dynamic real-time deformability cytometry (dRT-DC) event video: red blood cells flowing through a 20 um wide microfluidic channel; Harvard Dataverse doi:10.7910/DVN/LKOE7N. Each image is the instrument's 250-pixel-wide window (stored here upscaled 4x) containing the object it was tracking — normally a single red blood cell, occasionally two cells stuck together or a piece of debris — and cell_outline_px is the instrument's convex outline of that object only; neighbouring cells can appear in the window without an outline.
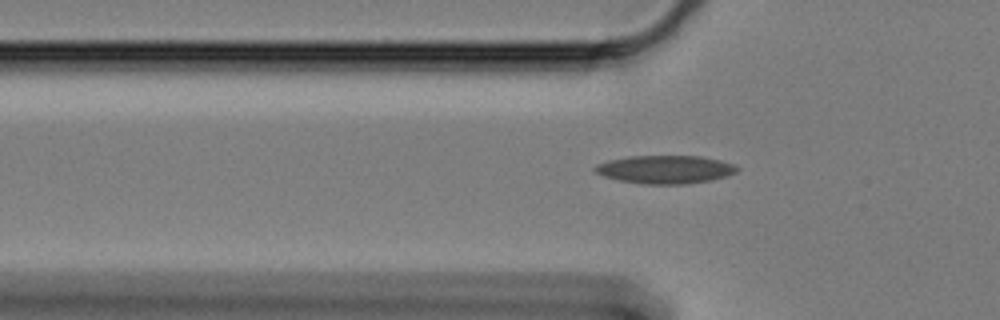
{"species": "Egyptian fruit bat (a non-hibernating species)", "species_latin": "Rousettus aegyptiacus", "temperature_condition": "cold", "stored_images_in_passage": 46, "camera_frame_rate_fps": 3000, "um_per_image_px": 0.085, "animal": {"sex": "female"}, "frame": {"image": 1, "passage_image": 5, "time_ms": 1.333, "image_size_px": [1000, 320], "cell_outline_px": [[740, 168], [736, 172], [728, 176], [688, 184], [640, 184], [620, 180], [604, 176], [596, 172], [592, 168], [596, 164], [608, 160], [628, 156], [700, 156], [720, 160], [732, 164]], "centroid_in_image_um": [56.53, 14.4], "position_along_channel_um": 69.3, "area_um2": 23.35}}
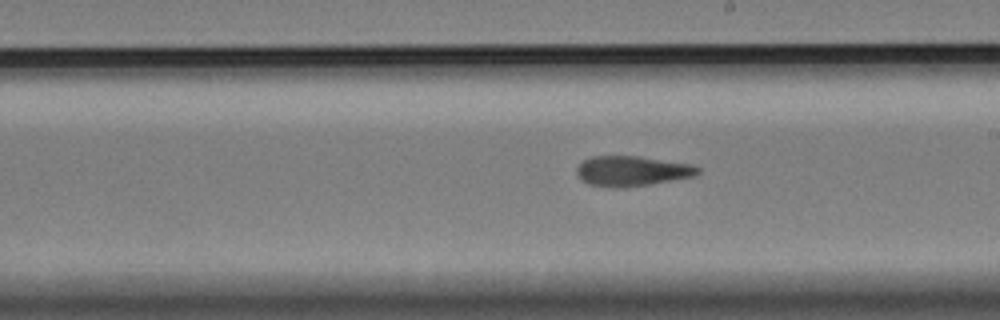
{"frame": {"image": 2, "passage_image": 20, "time_ms": 6.333, "image_size_px": [1000, 320], "cell_outline_px": [[700, 172], [696, 176], [652, 184], [624, 188], [612, 188], [588, 184], [580, 180], [576, 176], [576, 168], [584, 160], [592, 156], [636, 156], [692, 164], [700, 168]], "centroid_in_image_um": [53.7, 14.55], "position_along_channel_um": 235.3, "area_um2": 21.56}}
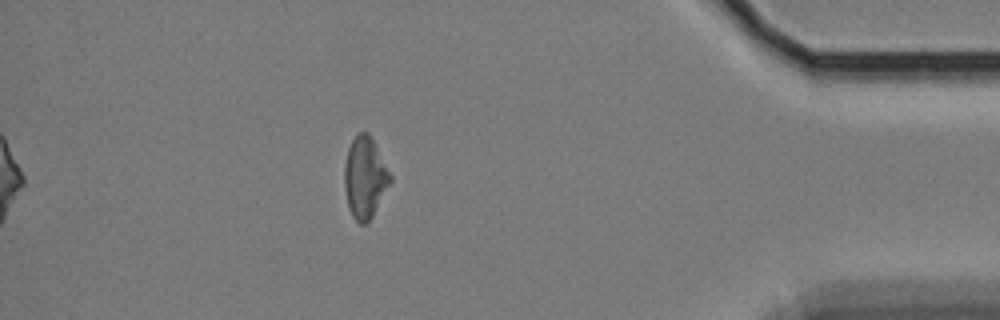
{"frame": {"image": 3, "passage_image": 39, "time_ms": 12.667, "image_size_px": [1000, 320], "cell_outline_px": [[392, 180], [368, 224], [360, 224], [352, 216], [348, 208], [344, 188], [344, 164], [348, 148], [352, 140], [360, 132], [368, 132], [392, 176]], "centroid_in_image_um": [31.0, 15.13], "position_along_channel_um": 404.2, "area_um2": 21.68}}